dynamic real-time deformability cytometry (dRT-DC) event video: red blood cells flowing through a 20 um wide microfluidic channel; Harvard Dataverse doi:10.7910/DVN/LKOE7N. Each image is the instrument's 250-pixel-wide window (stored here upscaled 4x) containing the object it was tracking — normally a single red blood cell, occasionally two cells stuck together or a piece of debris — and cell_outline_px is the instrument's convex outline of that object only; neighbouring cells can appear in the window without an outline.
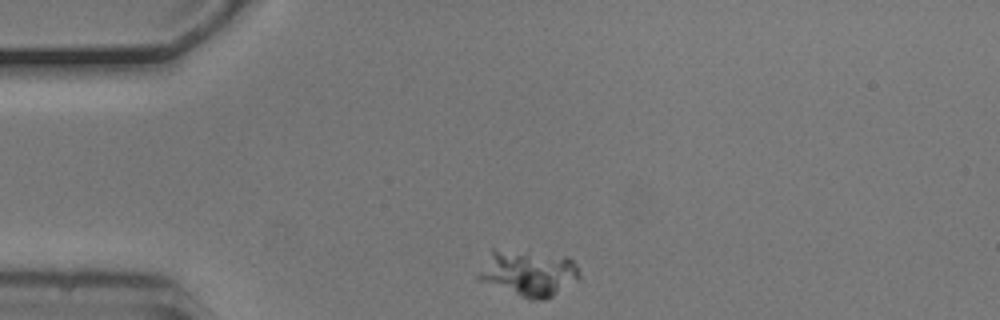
{"species": "common noctule bat (a hibernating species)", "species_latin": "Nyctalus noctula", "temperature_condition": "cold", "stored_images_in_passage": 3, "camera_frame_rate_fps": 3000, "um_per_image_px": 0.085, "animal": {"sex": "male", "body_mass_g": 20.5, "forearm_length_mm": 52.5}, "frame": {"image": 1, "passage_image": 1, "time_ms": 0.0, "image_size_px": [1000, 320], "cell_outline_px": [[580, 280], [552, 296], [544, 300], [528, 300], [480, 280], [476, 276], [492, 248], [528, 248], [568, 256], [580, 268]], "centroid_in_image_um": [44.96, 23.14], "position_along_channel_um": 40.0, "area_um2": 28.44}}
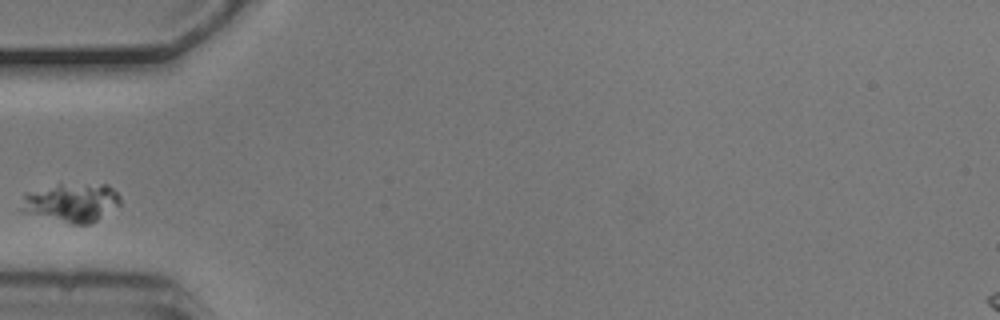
{"frame": {"image": 2, "passage_image": 3, "time_ms": 0.667, "image_size_px": [1000, 320], "cell_outline_px": [[120, 204], [96, 220], [88, 224], [72, 224], [16, 212], [16, 208], [24, 192], [60, 184], [108, 184], [120, 196]], "centroid_in_image_um": [5.94, 17.22], "position_along_channel_um": 79.1, "area_um2": 22.95}}